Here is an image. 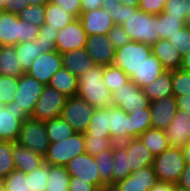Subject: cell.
Listing matches in <instances>:
<instances>
[{
  "instance_id": "1",
  "label": "cell",
  "mask_w": 190,
  "mask_h": 191,
  "mask_svg": "<svg viewBox=\"0 0 190 191\" xmlns=\"http://www.w3.org/2000/svg\"><path fill=\"white\" fill-rule=\"evenodd\" d=\"M104 66L95 65L86 73L78 77L77 96L84 99L95 108L113 107L112 95L105 85Z\"/></svg>"
},
{
  "instance_id": "2",
  "label": "cell",
  "mask_w": 190,
  "mask_h": 191,
  "mask_svg": "<svg viewBox=\"0 0 190 191\" xmlns=\"http://www.w3.org/2000/svg\"><path fill=\"white\" fill-rule=\"evenodd\" d=\"M131 41L152 46L157 40V15L148 14L139 8L128 7L126 22L121 25Z\"/></svg>"
},
{
  "instance_id": "3",
  "label": "cell",
  "mask_w": 190,
  "mask_h": 191,
  "mask_svg": "<svg viewBox=\"0 0 190 191\" xmlns=\"http://www.w3.org/2000/svg\"><path fill=\"white\" fill-rule=\"evenodd\" d=\"M85 153V141L83 133L75 132L66 140L50 142L44 162L49 165L66 166L74 157Z\"/></svg>"
},
{
  "instance_id": "4",
  "label": "cell",
  "mask_w": 190,
  "mask_h": 191,
  "mask_svg": "<svg viewBox=\"0 0 190 191\" xmlns=\"http://www.w3.org/2000/svg\"><path fill=\"white\" fill-rule=\"evenodd\" d=\"M186 162L180 147H169L161 154L155 156L153 162L154 172L158 181L177 184L184 171Z\"/></svg>"
},
{
  "instance_id": "5",
  "label": "cell",
  "mask_w": 190,
  "mask_h": 191,
  "mask_svg": "<svg viewBox=\"0 0 190 191\" xmlns=\"http://www.w3.org/2000/svg\"><path fill=\"white\" fill-rule=\"evenodd\" d=\"M45 86L27 73H24L18 78L12 107L20 111L26 119H30Z\"/></svg>"
},
{
  "instance_id": "6",
  "label": "cell",
  "mask_w": 190,
  "mask_h": 191,
  "mask_svg": "<svg viewBox=\"0 0 190 191\" xmlns=\"http://www.w3.org/2000/svg\"><path fill=\"white\" fill-rule=\"evenodd\" d=\"M151 53L150 45L130 40L116 49L113 65L121 68L131 78Z\"/></svg>"
},
{
  "instance_id": "7",
  "label": "cell",
  "mask_w": 190,
  "mask_h": 191,
  "mask_svg": "<svg viewBox=\"0 0 190 191\" xmlns=\"http://www.w3.org/2000/svg\"><path fill=\"white\" fill-rule=\"evenodd\" d=\"M16 142L32 151L44 155L50 145L45 122L33 120L32 118L26 119L22 122Z\"/></svg>"
},
{
  "instance_id": "8",
  "label": "cell",
  "mask_w": 190,
  "mask_h": 191,
  "mask_svg": "<svg viewBox=\"0 0 190 191\" xmlns=\"http://www.w3.org/2000/svg\"><path fill=\"white\" fill-rule=\"evenodd\" d=\"M95 107L79 96L68 97L62 109L63 118L77 133H84L89 125Z\"/></svg>"
},
{
  "instance_id": "9",
  "label": "cell",
  "mask_w": 190,
  "mask_h": 191,
  "mask_svg": "<svg viewBox=\"0 0 190 191\" xmlns=\"http://www.w3.org/2000/svg\"><path fill=\"white\" fill-rule=\"evenodd\" d=\"M111 95L113 106L124 110L126 113L148 108L150 104L143 89L138 87L132 80H128L125 84H122Z\"/></svg>"
},
{
  "instance_id": "10",
  "label": "cell",
  "mask_w": 190,
  "mask_h": 191,
  "mask_svg": "<svg viewBox=\"0 0 190 191\" xmlns=\"http://www.w3.org/2000/svg\"><path fill=\"white\" fill-rule=\"evenodd\" d=\"M67 96L46 85L36 103L31 118L33 120L47 121L61 116Z\"/></svg>"
},
{
  "instance_id": "11",
  "label": "cell",
  "mask_w": 190,
  "mask_h": 191,
  "mask_svg": "<svg viewBox=\"0 0 190 191\" xmlns=\"http://www.w3.org/2000/svg\"><path fill=\"white\" fill-rule=\"evenodd\" d=\"M67 172L72 177H78V180L88 181L94 184L98 189L105 185L100 179L97 163L94 156L84 153L74 157L65 166Z\"/></svg>"
},
{
  "instance_id": "12",
  "label": "cell",
  "mask_w": 190,
  "mask_h": 191,
  "mask_svg": "<svg viewBox=\"0 0 190 191\" xmlns=\"http://www.w3.org/2000/svg\"><path fill=\"white\" fill-rule=\"evenodd\" d=\"M87 34L79 18L58 31L56 40V51L60 54L75 49L85 48Z\"/></svg>"
},
{
  "instance_id": "13",
  "label": "cell",
  "mask_w": 190,
  "mask_h": 191,
  "mask_svg": "<svg viewBox=\"0 0 190 191\" xmlns=\"http://www.w3.org/2000/svg\"><path fill=\"white\" fill-rule=\"evenodd\" d=\"M62 67V56L58 51L43 53L37 57L27 74L44 85H48L52 76Z\"/></svg>"
},
{
  "instance_id": "14",
  "label": "cell",
  "mask_w": 190,
  "mask_h": 191,
  "mask_svg": "<svg viewBox=\"0 0 190 191\" xmlns=\"http://www.w3.org/2000/svg\"><path fill=\"white\" fill-rule=\"evenodd\" d=\"M164 132L170 147H185L190 142V112L177 110Z\"/></svg>"
},
{
  "instance_id": "15",
  "label": "cell",
  "mask_w": 190,
  "mask_h": 191,
  "mask_svg": "<svg viewBox=\"0 0 190 191\" xmlns=\"http://www.w3.org/2000/svg\"><path fill=\"white\" fill-rule=\"evenodd\" d=\"M85 50L96 65H113L116 48L111 44L107 35L87 36Z\"/></svg>"
},
{
  "instance_id": "16",
  "label": "cell",
  "mask_w": 190,
  "mask_h": 191,
  "mask_svg": "<svg viewBox=\"0 0 190 191\" xmlns=\"http://www.w3.org/2000/svg\"><path fill=\"white\" fill-rule=\"evenodd\" d=\"M26 118L10 104L0 103V140L16 142Z\"/></svg>"
},
{
  "instance_id": "17",
  "label": "cell",
  "mask_w": 190,
  "mask_h": 191,
  "mask_svg": "<svg viewBox=\"0 0 190 191\" xmlns=\"http://www.w3.org/2000/svg\"><path fill=\"white\" fill-rule=\"evenodd\" d=\"M79 19L87 36L107 35L115 25L112 17L105 12L104 8L81 11Z\"/></svg>"
},
{
  "instance_id": "18",
  "label": "cell",
  "mask_w": 190,
  "mask_h": 191,
  "mask_svg": "<svg viewBox=\"0 0 190 191\" xmlns=\"http://www.w3.org/2000/svg\"><path fill=\"white\" fill-rule=\"evenodd\" d=\"M152 128L165 130L177 112L174 96L165 97L149 104Z\"/></svg>"
},
{
  "instance_id": "19",
  "label": "cell",
  "mask_w": 190,
  "mask_h": 191,
  "mask_svg": "<svg viewBox=\"0 0 190 191\" xmlns=\"http://www.w3.org/2000/svg\"><path fill=\"white\" fill-rule=\"evenodd\" d=\"M158 182L153 166L130 173L116 185L120 191H149Z\"/></svg>"
},
{
  "instance_id": "20",
  "label": "cell",
  "mask_w": 190,
  "mask_h": 191,
  "mask_svg": "<svg viewBox=\"0 0 190 191\" xmlns=\"http://www.w3.org/2000/svg\"><path fill=\"white\" fill-rule=\"evenodd\" d=\"M122 144L128 153V167L131 173L144 167L153 166L155 156L150 153L139 138L129 139Z\"/></svg>"
},
{
  "instance_id": "21",
  "label": "cell",
  "mask_w": 190,
  "mask_h": 191,
  "mask_svg": "<svg viewBox=\"0 0 190 191\" xmlns=\"http://www.w3.org/2000/svg\"><path fill=\"white\" fill-rule=\"evenodd\" d=\"M12 157L15 170L26 174L32 172L44 163L43 155L32 151L17 142H12Z\"/></svg>"
},
{
  "instance_id": "22",
  "label": "cell",
  "mask_w": 190,
  "mask_h": 191,
  "mask_svg": "<svg viewBox=\"0 0 190 191\" xmlns=\"http://www.w3.org/2000/svg\"><path fill=\"white\" fill-rule=\"evenodd\" d=\"M151 51L160 60L165 70L173 71L180 69L182 56L166 38L157 40L151 46Z\"/></svg>"
},
{
  "instance_id": "23",
  "label": "cell",
  "mask_w": 190,
  "mask_h": 191,
  "mask_svg": "<svg viewBox=\"0 0 190 191\" xmlns=\"http://www.w3.org/2000/svg\"><path fill=\"white\" fill-rule=\"evenodd\" d=\"M61 56L62 67L76 77L81 76L96 65L85 48L64 52Z\"/></svg>"
},
{
  "instance_id": "24",
  "label": "cell",
  "mask_w": 190,
  "mask_h": 191,
  "mask_svg": "<svg viewBox=\"0 0 190 191\" xmlns=\"http://www.w3.org/2000/svg\"><path fill=\"white\" fill-rule=\"evenodd\" d=\"M109 122L111 140L114 143H122L132 139L130 136L129 116L118 107H109Z\"/></svg>"
},
{
  "instance_id": "25",
  "label": "cell",
  "mask_w": 190,
  "mask_h": 191,
  "mask_svg": "<svg viewBox=\"0 0 190 191\" xmlns=\"http://www.w3.org/2000/svg\"><path fill=\"white\" fill-rule=\"evenodd\" d=\"M164 71H166L160 60L152 53L146 58L137 72H134L130 80L138 87L143 88L156 80Z\"/></svg>"
},
{
  "instance_id": "26",
  "label": "cell",
  "mask_w": 190,
  "mask_h": 191,
  "mask_svg": "<svg viewBox=\"0 0 190 191\" xmlns=\"http://www.w3.org/2000/svg\"><path fill=\"white\" fill-rule=\"evenodd\" d=\"M20 44V19L17 14L3 12L0 16V45Z\"/></svg>"
},
{
  "instance_id": "27",
  "label": "cell",
  "mask_w": 190,
  "mask_h": 191,
  "mask_svg": "<svg viewBox=\"0 0 190 191\" xmlns=\"http://www.w3.org/2000/svg\"><path fill=\"white\" fill-rule=\"evenodd\" d=\"M24 73L15 46L0 45V75L19 78Z\"/></svg>"
},
{
  "instance_id": "28",
  "label": "cell",
  "mask_w": 190,
  "mask_h": 191,
  "mask_svg": "<svg viewBox=\"0 0 190 191\" xmlns=\"http://www.w3.org/2000/svg\"><path fill=\"white\" fill-rule=\"evenodd\" d=\"M83 135L91 137H105L111 138L110 122H109V107L107 108H95L93 115L90 119Z\"/></svg>"
},
{
  "instance_id": "29",
  "label": "cell",
  "mask_w": 190,
  "mask_h": 191,
  "mask_svg": "<svg viewBox=\"0 0 190 191\" xmlns=\"http://www.w3.org/2000/svg\"><path fill=\"white\" fill-rule=\"evenodd\" d=\"M142 89L150 102L173 96L172 71H164L156 80Z\"/></svg>"
},
{
  "instance_id": "30",
  "label": "cell",
  "mask_w": 190,
  "mask_h": 191,
  "mask_svg": "<svg viewBox=\"0 0 190 191\" xmlns=\"http://www.w3.org/2000/svg\"><path fill=\"white\" fill-rule=\"evenodd\" d=\"M48 86L63 93L67 97L76 96L78 92V77L61 67L50 79Z\"/></svg>"
},
{
  "instance_id": "31",
  "label": "cell",
  "mask_w": 190,
  "mask_h": 191,
  "mask_svg": "<svg viewBox=\"0 0 190 191\" xmlns=\"http://www.w3.org/2000/svg\"><path fill=\"white\" fill-rule=\"evenodd\" d=\"M112 170V184H117L119 181L124 180L131 173L128 167V153L122 143H114L113 145Z\"/></svg>"
},
{
  "instance_id": "32",
  "label": "cell",
  "mask_w": 190,
  "mask_h": 191,
  "mask_svg": "<svg viewBox=\"0 0 190 191\" xmlns=\"http://www.w3.org/2000/svg\"><path fill=\"white\" fill-rule=\"evenodd\" d=\"M138 138L154 156L161 154L170 147L164 130L158 128H149Z\"/></svg>"
},
{
  "instance_id": "33",
  "label": "cell",
  "mask_w": 190,
  "mask_h": 191,
  "mask_svg": "<svg viewBox=\"0 0 190 191\" xmlns=\"http://www.w3.org/2000/svg\"><path fill=\"white\" fill-rule=\"evenodd\" d=\"M76 18L68 11L62 9L58 5L48 2L45 5V23L49 28L57 29L58 31L71 23Z\"/></svg>"
},
{
  "instance_id": "34",
  "label": "cell",
  "mask_w": 190,
  "mask_h": 191,
  "mask_svg": "<svg viewBox=\"0 0 190 191\" xmlns=\"http://www.w3.org/2000/svg\"><path fill=\"white\" fill-rule=\"evenodd\" d=\"M130 136L138 138L147 129L152 128L150 107L128 113Z\"/></svg>"
},
{
  "instance_id": "35",
  "label": "cell",
  "mask_w": 190,
  "mask_h": 191,
  "mask_svg": "<svg viewBox=\"0 0 190 191\" xmlns=\"http://www.w3.org/2000/svg\"><path fill=\"white\" fill-rule=\"evenodd\" d=\"M44 122L50 142L66 140L75 133L74 129L61 116Z\"/></svg>"
},
{
  "instance_id": "36",
  "label": "cell",
  "mask_w": 190,
  "mask_h": 191,
  "mask_svg": "<svg viewBox=\"0 0 190 191\" xmlns=\"http://www.w3.org/2000/svg\"><path fill=\"white\" fill-rule=\"evenodd\" d=\"M18 59L21 62L22 69L25 73L31 68L33 61L43 54L36 39L15 45Z\"/></svg>"
},
{
  "instance_id": "37",
  "label": "cell",
  "mask_w": 190,
  "mask_h": 191,
  "mask_svg": "<svg viewBox=\"0 0 190 191\" xmlns=\"http://www.w3.org/2000/svg\"><path fill=\"white\" fill-rule=\"evenodd\" d=\"M70 178L65 166L50 165L46 191H69Z\"/></svg>"
},
{
  "instance_id": "38",
  "label": "cell",
  "mask_w": 190,
  "mask_h": 191,
  "mask_svg": "<svg viewBox=\"0 0 190 191\" xmlns=\"http://www.w3.org/2000/svg\"><path fill=\"white\" fill-rule=\"evenodd\" d=\"M159 39L171 38L177 31L186 26L181 18H174L162 12L157 15Z\"/></svg>"
},
{
  "instance_id": "39",
  "label": "cell",
  "mask_w": 190,
  "mask_h": 191,
  "mask_svg": "<svg viewBox=\"0 0 190 191\" xmlns=\"http://www.w3.org/2000/svg\"><path fill=\"white\" fill-rule=\"evenodd\" d=\"M97 163L100 179L105 184H112V172H113V146L107 150L101 151L94 156Z\"/></svg>"
},
{
  "instance_id": "40",
  "label": "cell",
  "mask_w": 190,
  "mask_h": 191,
  "mask_svg": "<svg viewBox=\"0 0 190 191\" xmlns=\"http://www.w3.org/2000/svg\"><path fill=\"white\" fill-rule=\"evenodd\" d=\"M103 79L111 93L115 92L122 86V84H125L130 80L128 75L121 68L116 67L115 65L104 66Z\"/></svg>"
},
{
  "instance_id": "41",
  "label": "cell",
  "mask_w": 190,
  "mask_h": 191,
  "mask_svg": "<svg viewBox=\"0 0 190 191\" xmlns=\"http://www.w3.org/2000/svg\"><path fill=\"white\" fill-rule=\"evenodd\" d=\"M58 30L49 28V25L43 24L40 27L39 35L36 38V44H39L43 53H50L56 51V40Z\"/></svg>"
},
{
  "instance_id": "42",
  "label": "cell",
  "mask_w": 190,
  "mask_h": 191,
  "mask_svg": "<svg viewBox=\"0 0 190 191\" xmlns=\"http://www.w3.org/2000/svg\"><path fill=\"white\" fill-rule=\"evenodd\" d=\"M13 170L12 142L0 140V178L5 179Z\"/></svg>"
},
{
  "instance_id": "43",
  "label": "cell",
  "mask_w": 190,
  "mask_h": 191,
  "mask_svg": "<svg viewBox=\"0 0 190 191\" xmlns=\"http://www.w3.org/2000/svg\"><path fill=\"white\" fill-rule=\"evenodd\" d=\"M50 173V165L45 162L32 172L28 173V181L30 190L32 191H46L47 179Z\"/></svg>"
},
{
  "instance_id": "44",
  "label": "cell",
  "mask_w": 190,
  "mask_h": 191,
  "mask_svg": "<svg viewBox=\"0 0 190 191\" xmlns=\"http://www.w3.org/2000/svg\"><path fill=\"white\" fill-rule=\"evenodd\" d=\"M102 8L112 17L115 25H122L128 16V6L123 5L118 0H103Z\"/></svg>"
},
{
  "instance_id": "45",
  "label": "cell",
  "mask_w": 190,
  "mask_h": 191,
  "mask_svg": "<svg viewBox=\"0 0 190 191\" xmlns=\"http://www.w3.org/2000/svg\"><path fill=\"white\" fill-rule=\"evenodd\" d=\"M18 78L0 75V103L7 105L14 101Z\"/></svg>"
},
{
  "instance_id": "46",
  "label": "cell",
  "mask_w": 190,
  "mask_h": 191,
  "mask_svg": "<svg viewBox=\"0 0 190 191\" xmlns=\"http://www.w3.org/2000/svg\"><path fill=\"white\" fill-rule=\"evenodd\" d=\"M5 191H32L26 173L13 170L5 179Z\"/></svg>"
},
{
  "instance_id": "47",
  "label": "cell",
  "mask_w": 190,
  "mask_h": 191,
  "mask_svg": "<svg viewBox=\"0 0 190 191\" xmlns=\"http://www.w3.org/2000/svg\"><path fill=\"white\" fill-rule=\"evenodd\" d=\"M163 12L186 23V17L190 15V0H167Z\"/></svg>"
},
{
  "instance_id": "48",
  "label": "cell",
  "mask_w": 190,
  "mask_h": 191,
  "mask_svg": "<svg viewBox=\"0 0 190 191\" xmlns=\"http://www.w3.org/2000/svg\"><path fill=\"white\" fill-rule=\"evenodd\" d=\"M17 15L19 19L41 27L45 23V5H29Z\"/></svg>"
},
{
  "instance_id": "49",
  "label": "cell",
  "mask_w": 190,
  "mask_h": 191,
  "mask_svg": "<svg viewBox=\"0 0 190 191\" xmlns=\"http://www.w3.org/2000/svg\"><path fill=\"white\" fill-rule=\"evenodd\" d=\"M173 96L190 94V73L178 70L172 71Z\"/></svg>"
},
{
  "instance_id": "50",
  "label": "cell",
  "mask_w": 190,
  "mask_h": 191,
  "mask_svg": "<svg viewBox=\"0 0 190 191\" xmlns=\"http://www.w3.org/2000/svg\"><path fill=\"white\" fill-rule=\"evenodd\" d=\"M85 141V153H88L92 156L99 154L103 150H107L114 145V142L111 138H97L84 135Z\"/></svg>"
},
{
  "instance_id": "51",
  "label": "cell",
  "mask_w": 190,
  "mask_h": 191,
  "mask_svg": "<svg viewBox=\"0 0 190 191\" xmlns=\"http://www.w3.org/2000/svg\"><path fill=\"white\" fill-rule=\"evenodd\" d=\"M180 52L181 56L190 51V27L187 25L177 31L171 38H166Z\"/></svg>"
},
{
  "instance_id": "52",
  "label": "cell",
  "mask_w": 190,
  "mask_h": 191,
  "mask_svg": "<svg viewBox=\"0 0 190 191\" xmlns=\"http://www.w3.org/2000/svg\"><path fill=\"white\" fill-rule=\"evenodd\" d=\"M107 36L116 49L121 48L130 41L128 34L121 25H114Z\"/></svg>"
},
{
  "instance_id": "53",
  "label": "cell",
  "mask_w": 190,
  "mask_h": 191,
  "mask_svg": "<svg viewBox=\"0 0 190 191\" xmlns=\"http://www.w3.org/2000/svg\"><path fill=\"white\" fill-rule=\"evenodd\" d=\"M40 27L20 19V44L35 40L39 35Z\"/></svg>"
},
{
  "instance_id": "54",
  "label": "cell",
  "mask_w": 190,
  "mask_h": 191,
  "mask_svg": "<svg viewBox=\"0 0 190 191\" xmlns=\"http://www.w3.org/2000/svg\"><path fill=\"white\" fill-rule=\"evenodd\" d=\"M167 0H140L139 9L151 14L158 15L163 12Z\"/></svg>"
},
{
  "instance_id": "55",
  "label": "cell",
  "mask_w": 190,
  "mask_h": 191,
  "mask_svg": "<svg viewBox=\"0 0 190 191\" xmlns=\"http://www.w3.org/2000/svg\"><path fill=\"white\" fill-rule=\"evenodd\" d=\"M49 2L58 5L62 9L68 11L75 18L80 17L82 11L80 0H49Z\"/></svg>"
},
{
  "instance_id": "56",
  "label": "cell",
  "mask_w": 190,
  "mask_h": 191,
  "mask_svg": "<svg viewBox=\"0 0 190 191\" xmlns=\"http://www.w3.org/2000/svg\"><path fill=\"white\" fill-rule=\"evenodd\" d=\"M69 191H99V189L88 181L78 180V177L71 176Z\"/></svg>"
},
{
  "instance_id": "57",
  "label": "cell",
  "mask_w": 190,
  "mask_h": 191,
  "mask_svg": "<svg viewBox=\"0 0 190 191\" xmlns=\"http://www.w3.org/2000/svg\"><path fill=\"white\" fill-rule=\"evenodd\" d=\"M27 6H29L27 0H5L3 11L19 14V12Z\"/></svg>"
},
{
  "instance_id": "58",
  "label": "cell",
  "mask_w": 190,
  "mask_h": 191,
  "mask_svg": "<svg viewBox=\"0 0 190 191\" xmlns=\"http://www.w3.org/2000/svg\"><path fill=\"white\" fill-rule=\"evenodd\" d=\"M176 187L190 191V164H186Z\"/></svg>"
},
{
  "instance_id": "59",
  "label": "cell",
  "mask_w": 190,
  "mask_h": 191,
  "mask_svg": "<svg viewBox=\"0 0 190 191\" xmlns=\"http://www.w3.org/2000/svg\"><path fill=\"white\" fill-rule=\"evenodd\" d=\"M174 97L176 100L177 110H185L190 112V94Z\"/></svg>"
},
{
  "instance_id": "60",
  "label": "cell",
  "mask_w": 190,
  "mask_h": 191,
  "mask_svg": "<svg viewBox=\"0 0 190 191\" xmlns=\"http://www.w3.org/2000/svg\"><path fill=\"white\" fill-rule=\"evenodd\" d=\"M82 11H91L102 8L103 0H80Z\"/></svg>"
},
{
  "instance_id": "61",
  "label": "cell",
  "mask_w": 190,
  "mask_h": 191,
  "mask_svg": "<svg viewBox=\"0 0 190 191\" xmlns=\"http://www.w3.org/2000/svg\"><path fill=\"white\" fill-rule=\"evenodd\" d=\"M176 184L158 181L149 191H175Z\"/></svg>"
},
{
  "instance_id": "62",
  "label": "cell",
  "mask_w": 190,
  "mask_h": 191,
  "mask_svg": "<svg viewBox=\"0 0 190 191\" xmlns=\"http://www.w3.org/2000/svg\"><path fill=\"white\" fill-rule=\"evenodd\" d=\"M180 70L190 73V51L182 56V64Z\"/></svg>"
},
{
  "instance_id": "63",
  "label": "cell",
  "mask_w": 190,
  "mask_h": 191,
  "mask_svg": "<svg viewBox=\"0 0 190 191\" xmlns=\"http://www.w3.org/2000/svg\"><path fill=\"white\" fill-rule=\"evenodd\" d=\"M182 153L186 164H190V142L182 148Z\"/></svg>"
},
{
  "instance_id": "64",
  "label": "cell",
  "mask_w": 190,
  "mask_h": 191,
  "mask_svg": "<svg viewBox=\"0 0 190 191\" xmlns=\"http://www.w3.org/2000/svg\"><path fill=\"white\" fill-rule=\"evenodd\" d=\"M123 5L128 7L138 8L140 0H118Z\"/></svg>"
},
{
  "instance_id": "65",
  "label": "cell",
  "mask_w": 190,
  "mask_h": 191,
  "mask_svg": "<svg viewBox=\"0 0 190 191\" xmlns=\"http://www.w3.org/2000/svg\"><path fill=\"white\" fill-rule=\"evenodd\" d=\"M99 191H120L116 184H105Z\"/></svg>"
},
{
  "instance_id": "66",
  "label": "cell",
  "mask_w": 190,
  "mask_h": 191,
  "mask_svg": "<svg viewBox=\"0 0 190 191\" xmlns=\"http://www.w3.org/2000/svg\"><path fill=\"white\" fill-rule=\"evenodd\" d=\"M29 5H46L49 0H27Z\"/></svg>"
},
{
  "instance_id": "67",
  "label": "cell",
  "mask_w": 190,
  "mask_h": 191,
  "mask_svg": "<svg viewBox=\"0 0 190 191\" xmlns=\"http://www.w3.org/2000/svg\"><path fill=\"white\" fill-rule=\"evenodd\" d=\"M0 191H5V180L0 178Z\"/></svg>"
},
{
  "instance_id": "68",
  "label": "cell",
  "mask_w": 190,
  "mask_h": 191,
  "mask_svg": "<svg viewBox=\"0 0 190 191\" xmlns=\"http://www.w3.org/2000/svg\"><path fill=\"white\" fill-rule=\"evenodd\" d=\"M186 25L190 27V15L186 17Z\"/></svg>"
},
{
  "instance_id": "69",
  "label": "cell",
  "mask_w": 190,
  "mask_h": 191,
  "mask_svg": "<svg viewBox=\"0 0 190 191\" xmlns=\"http://www.w3.org/2000/svg\"><path fill=\"white\" fill-rule=\"evenodd\" d=\"M4 6H5V0H0V7L4 8Z\"/></svg>"
},
{
  "instance_id": "70",
  "label": "cell",
  "mask_w": 190,
  "mask_h": 191,
  "mask_svg": "<svg viewBox=\"0 0 190 191\" xmlns=\"http://www.w3.org/2000/svg\"><path fill=\"white\" fill-rule=\"evenodd\" d=\"M175 191H189V190H185V189H181L179 187H176Z\"/></svg>"
},
{
  "instance_id": "71",
  "label": "cell",
  "mask_w": 190,
  "mask_h": 191,
  "mask_svg": "<svg viewBox=\"0 0 190 191\" xmlns=\"http://www.w3.org/2000/svg\"><path fill=\"white\" fill-rule=\"evenodd\" d=\"M3 12H4V11H3V8L0 7V16H1V14H2Z\"/></svg>"
}]
</instances>
